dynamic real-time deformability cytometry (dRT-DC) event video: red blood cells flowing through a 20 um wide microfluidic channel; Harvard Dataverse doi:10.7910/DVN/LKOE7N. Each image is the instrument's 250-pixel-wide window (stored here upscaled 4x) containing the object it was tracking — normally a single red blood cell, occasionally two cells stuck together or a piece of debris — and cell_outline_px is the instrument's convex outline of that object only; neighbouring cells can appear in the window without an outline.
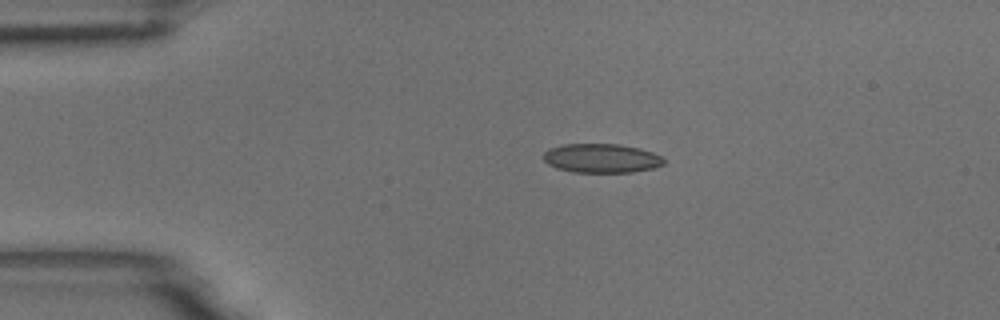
{"species": "common noctule bat (a hibernating species)", "species_latin": "Nyctalus noctula", "temperature_condition": "room temperature", "stored_images_in_passage": 3, "camera_frame_rate_fps": 3000, "um_per_image_px": 0.085, "animal": {"sex": "male", "body_mass_g": 18.8}, "frame": {"image": 1, "passage_image": 1, "time_ms": 0.0, "image_size_px": [1000, 320], "cell_outline_px": [[664, 164], [652, 168], [632, 172], [572, 172], [556, 168], [548, 164], [544, 160], [544, 152], [548, 148], [564, 144], [620, 144], [640, 148], [652, 152], [660, 156], [664, 160]], "centroid_in_image_um": [51.1, 13.44], "position_along_channel_um": 33.9, "area_um2": 20.4}}
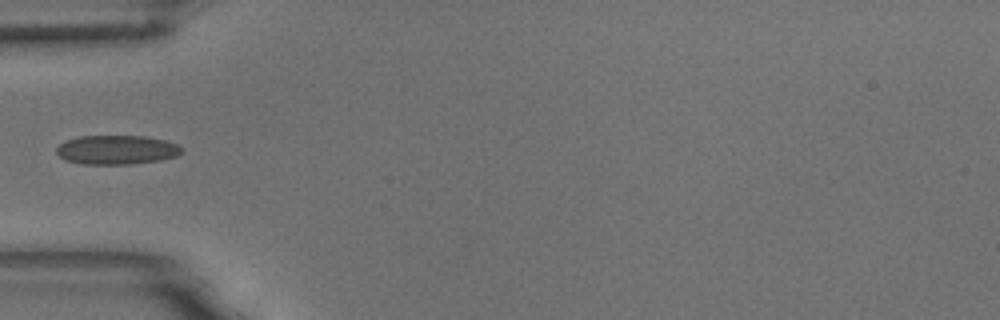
{"frame": {"image": 2, "passage_image": 3, "time_ms": 0.667, "image_size_px": [1000, 320], "cell_outline_px": [[184, 152], [176, 156], [160, 160], [132, 164], [84, 164], [64, 160], [56, 152], [56, 148], [60, 144], [68, 140], [80, 136], [144, 136], [164, 140], [176, 144], [184, 148]], "centroid_in_image_um": [9.94, 12.74], "position_along_channel_um": 75.1, "area_um2": 21.27}}